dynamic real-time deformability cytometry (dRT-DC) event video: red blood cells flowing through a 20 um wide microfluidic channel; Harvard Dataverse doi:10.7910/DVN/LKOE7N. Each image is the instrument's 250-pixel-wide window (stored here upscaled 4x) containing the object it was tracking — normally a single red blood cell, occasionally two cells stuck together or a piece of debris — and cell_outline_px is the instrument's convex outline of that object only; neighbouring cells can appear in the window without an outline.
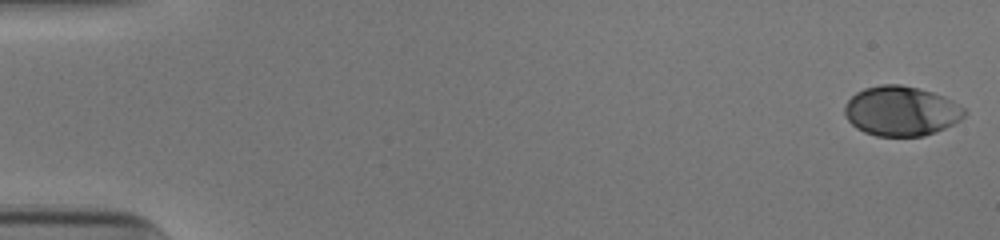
{"species": "human", "species_latin": "Homo sapiens", "temperature_condition": "cold", "stored_images_in_passage": 49, "camera_frame_rate_fps": 3000, "um_per_image_px": 0.085, "donor": {"sex": "male"}, "frame": {"image": 1, "passage_image": 1, "time_ms": 0.0, "image_size_px": [1000, 240], "cell_outline_px": [[968, 112], [960, 120], [936, 132], [924, 136], [876, 136], [864, 132], [856, 128], [848, 120], [844, 112], [844, 104], [856, 92], [864, 88], [880, 84], [900, 84], [932, 92], [944, 96], [952, 100], [964, 108]], "centroid_in_image_um": [76.59, 9.44], "position_along_channel_um": 8.4, "area_um2": 34.85}}
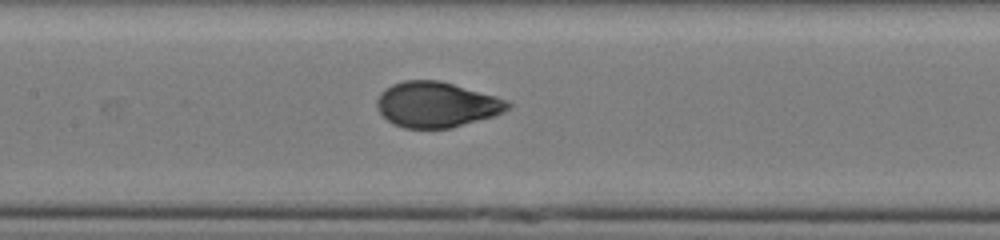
{"frame": {"image": 2, "passage_image": 26, "time_ms": 8.333, "image_size_px": [1000, 240], "cell_outline_px": [[512, 104], [504, 112], [492, 116], [452, 128], [404, 128], [392, 124], [380, 112], [376, 104], [376, 100], [380, 92], [384, 88], [392, 84], [404, 80], [440, 80], [496, 96], [508, 100]], "centroid_in_image_um": [37.09, 8.88], "position_along_channel_um": 170.3, "area_um2": 34.74}}
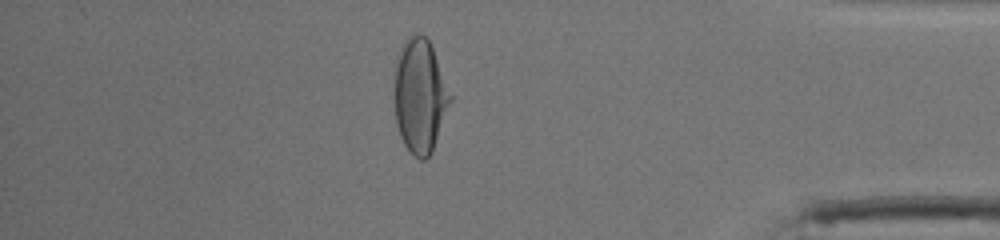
{"frame": {"image": 3, "passage_image": 46, "time_ms": 15.0, "image_size_px": [1000, 240], "cell_outline_px": [[452, 100], [432, 152], [424, 160], [420, 160], [412, 156], [404, 144], [400, 136], [396, 124], [396, 56], [404, 40], [416, 32], [420, 32], [428, 40], [432, 48], [452, 96]], "centroid_in_image_um": [35.7, 8.17], "position_along_channel_um": 399.5, "area_um2": 36.88}}